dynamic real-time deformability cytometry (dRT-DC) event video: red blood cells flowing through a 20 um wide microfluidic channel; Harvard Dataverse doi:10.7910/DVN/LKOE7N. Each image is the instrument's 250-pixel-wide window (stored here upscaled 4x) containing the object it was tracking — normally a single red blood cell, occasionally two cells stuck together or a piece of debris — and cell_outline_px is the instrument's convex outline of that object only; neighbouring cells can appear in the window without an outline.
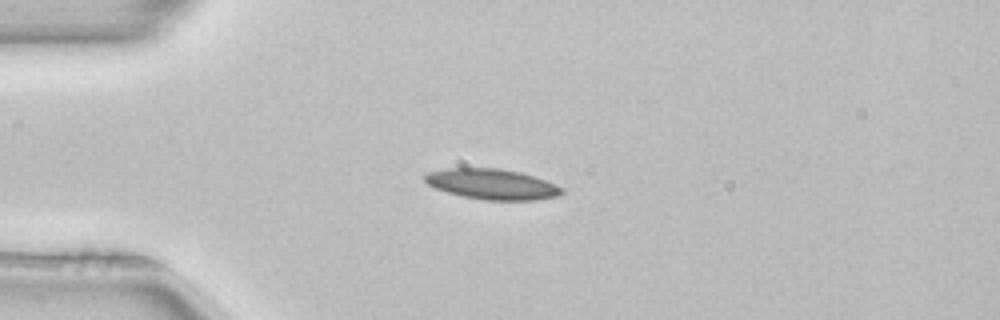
{"species": "common noctule bat (a hibernating species)", "species_latin": "Nyctalus noctula", "temperature_condition": "room temperature", "stored_images_in_passage": 39, "camera_frame_rate_fps": 3000, "um_per_image_px": 0.085, "animal": {"sex": "female", "body_mass_g": 22.7, "forearm_length_mm": 54.2}, "frame": {"image": 1, "passage_image": 1, "time_ms": 0.0, "image_size_px": [1000, 320], "cell_outline_px": [[564, 192], [556, 196], [532, 200], [484, 200], [464, 196], [448, 192], [436, 188], [428, 184], [424, 180], [424, 176], [428, 172], [444, 168], [500, 168], [520, 172], [544, 180], [564, 188]], "centroid_in_image_um": [41.8, 15.64], "position_along_channel_um": 43.2, "area_um2": 24.1}}
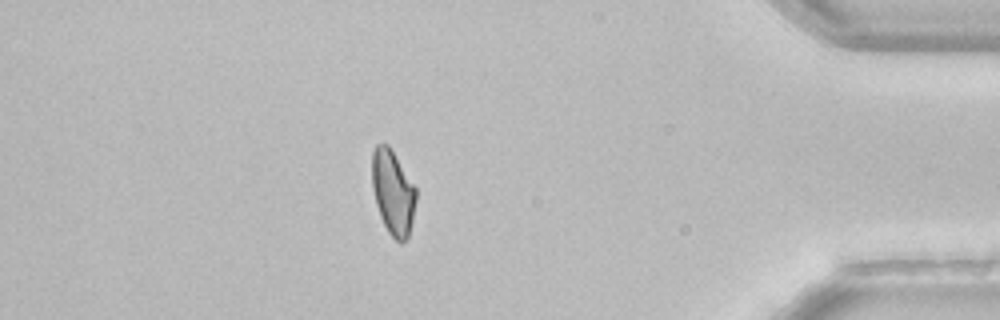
{"frame": {"image": 2, "passage_image": 33, "time_ms": 10.667, "image_size_px": [1000, 320], "cell_outline_px": [[416, 200], [412, 220], [408, 236], [400, 244], [388, 232], [380, 216], [376, 204], [372, 188], [372, 152], [376, 144], [388, 144], [416, 188]], "centroid_in_image_um": [33.38, 16.34], "position_along_channel_um": 401.8, "area_um2": 21.5}, "authors_computed_cell_mechanics": {"area_um2": 22.5998, "velocity_mm_per_s": 3.9832, "shape_relaxation_time_tau1_ms": 4.7439, "shape_relaxation_time_tau2_ms": null, "deformation_change_tau1": 0.1181, "deformation_change_tau2": null}}